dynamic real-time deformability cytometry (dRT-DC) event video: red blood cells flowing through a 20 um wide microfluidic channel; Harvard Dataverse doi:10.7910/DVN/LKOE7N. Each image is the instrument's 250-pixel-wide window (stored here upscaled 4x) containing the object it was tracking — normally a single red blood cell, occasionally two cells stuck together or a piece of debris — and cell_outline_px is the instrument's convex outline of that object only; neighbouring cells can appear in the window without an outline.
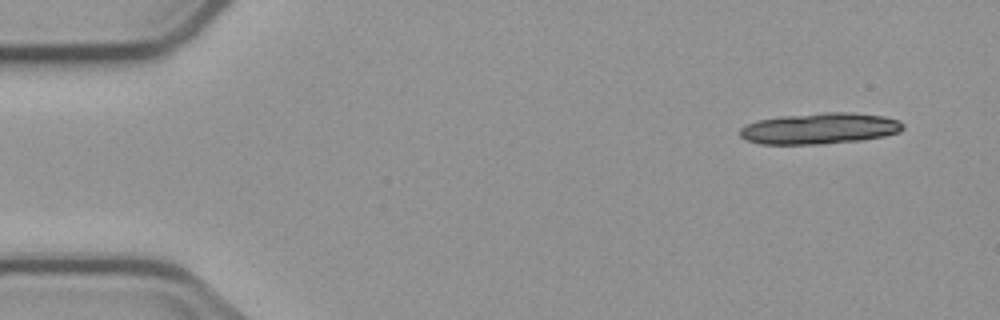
{"species": "common noctule bat (a hibernating species)", "species_latin": "Nyctalus noctula", "temperature_condition": "cold", "stored_images_in_passage": 7, "camera_frame_rate_fps": 3000, "um_per_image_px": 0.085, "animal": {"sex": "male", "body_mass_g": 23.1, "forearm_length_mm": 52.7}, "frame": {"image": 1, "passage_image": 1, "time_ms": 0.0, "image_size_px": [1000, 320], "cell_outline_px": [[904, 128], [900, 132], [884, 136], [860, 140], [824, 144], [760, 144], [748, 140], [740, 136], [740, 128], [756, 120], [780, 116], [824, 112], [852, 112], [884, 116], [900, 120], [904, 124]], "centroid_in_image_um": [69.7, 10.91], "position_along_channel_um": 15.3, "area_um2": 29.77}}
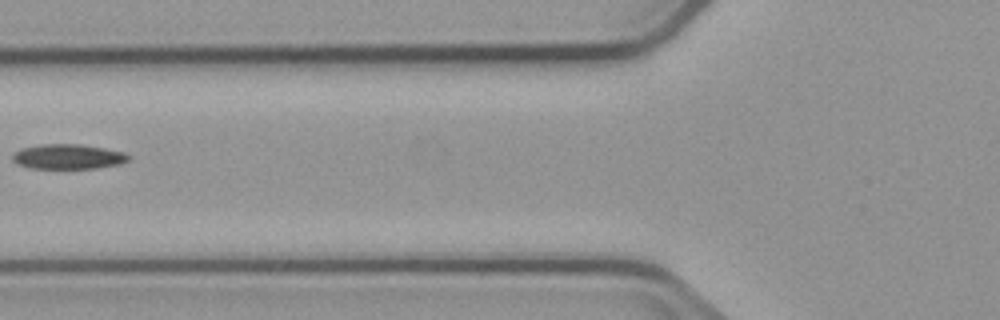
{"frame": {"image": 2, "passage_image": 6, "time_ms": 6.0, "image_size_px": [1000, 320], "cell_outline_px": [[132, 156], [128, 160], [120, 164], [96, 168], [28, 168], [16, 164], [12, 160], [12, 156], [20, 148], [40, 144], [80, 144], [104, 148], [124, 152]], "centroid_in_image_um": [5.78, 13.31], "position_along_channel_um": 120.0, "area_um2": 16.94}}
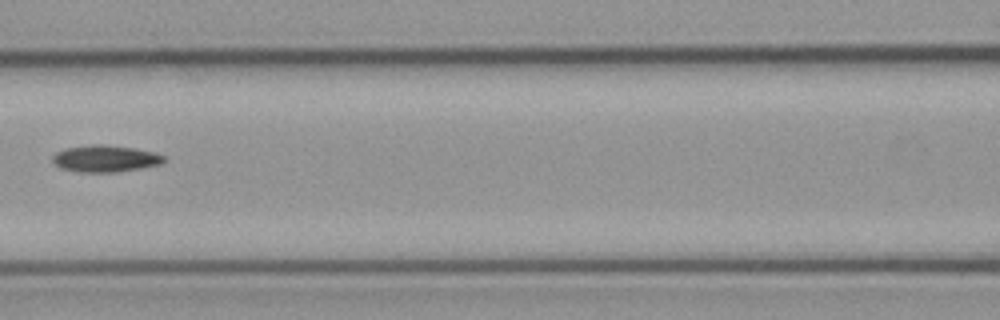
{"frame": {"image": 3, "passage_image": 7, "time_ms": 7.0, "image_size_px": [1000, 320], "cell_outline_px": [[168, 160], [164, 164], [116, 172], [80, 172], [60, 168], [52, 160], [52, 156], [56, 152], [68, 148], [92, 144], [96, 144], [136, 148], [156, 152], [164, 156]], "centroid_in_image_um": [9.01, 13.48], "position_along_channel_um": 157.6, "area_um2": 17.46}}